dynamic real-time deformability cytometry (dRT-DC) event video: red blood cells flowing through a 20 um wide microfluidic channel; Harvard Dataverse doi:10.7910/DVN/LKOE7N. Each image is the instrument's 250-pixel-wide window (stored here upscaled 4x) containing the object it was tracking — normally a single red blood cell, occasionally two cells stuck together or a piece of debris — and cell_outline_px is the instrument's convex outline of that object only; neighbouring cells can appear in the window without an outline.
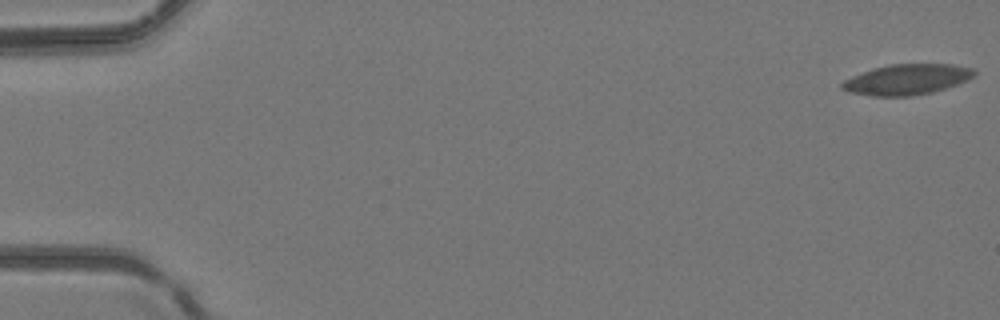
{"species": "common noctule bat (a hibernating species)", "species_latin": "Nyctalus noctula", "temperature_condition": "room temperature", "stored_images_in_passage": 55, "camera_frame_rate_fps": 3000, "um_per_image_px": 0.085, "animal": {"sex": "female", "body_mass_g": 24.6, "forearm_length_mm": 56.2}, "frame": {"image": 1, "passage_image": 1, "time_ms": 0.0, "image_size_px": [1000, 320], "cell_outline_px": [[976, 72], [968, 80], [932, 92], [912, 96], [872, 96], [848, 92], [840, 88], [840, 84], [844, 80], [852, 76], [872, 68], [888, 64], [952, 64], [972, 68]], "centroid_in_image_um": [77.03, 6.75], "position_along_channel_um": 8.0, "area_um2": 23.52}}
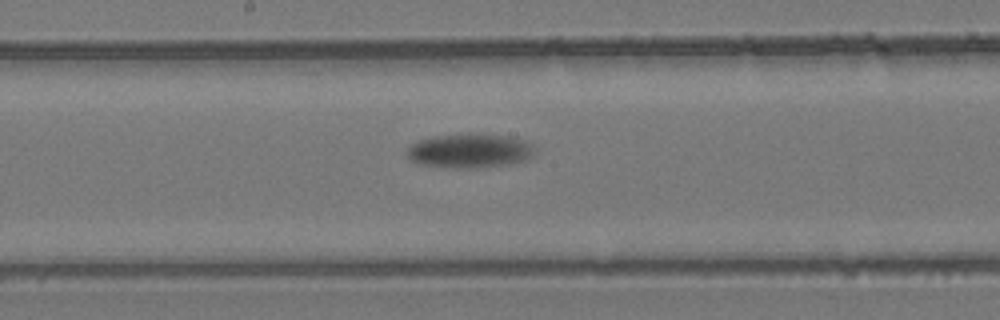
{"frame": {"image": 2, "passage_image": 31, "time_ms": 10.0, "image_size_px": [1000, 320], "cell_outline_px": [[536, 152], [528, 160], [512, 164], [476, 168], [448, 168], [416, 164], [408, 156], [408, 148], [412, 144], [420, 140], [436, 136], [468, 132], [512, 136], [524, 140], [532, 144], [536, 148]], "centroid_in_image_um": [39.99, 12.81], "position_along_channel_um": 208.2, "area_um2": 26.18}}
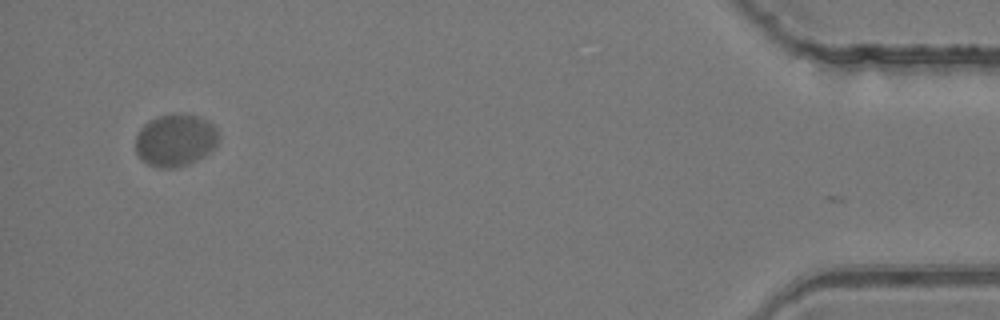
{"frame": {"image": 3, "passage_image": 54, "time_ms": 17.667, "image_size_px": [1000, 320], "cell_outline_px": [[220, 136], [216, 148], [204, 156], [188, 164], [172, 168], [160, 168], [148, 164], [140, 160], [136, 152], [136, 136], [140, 128], [148, 120], [156, 116], [176, 112], [184, 112], [208, 120], [216, 128]], "centroid_in_image_um": [14.92, 11.89], "position_along_channel_um": 420.3, "area_um2": 25.95}}